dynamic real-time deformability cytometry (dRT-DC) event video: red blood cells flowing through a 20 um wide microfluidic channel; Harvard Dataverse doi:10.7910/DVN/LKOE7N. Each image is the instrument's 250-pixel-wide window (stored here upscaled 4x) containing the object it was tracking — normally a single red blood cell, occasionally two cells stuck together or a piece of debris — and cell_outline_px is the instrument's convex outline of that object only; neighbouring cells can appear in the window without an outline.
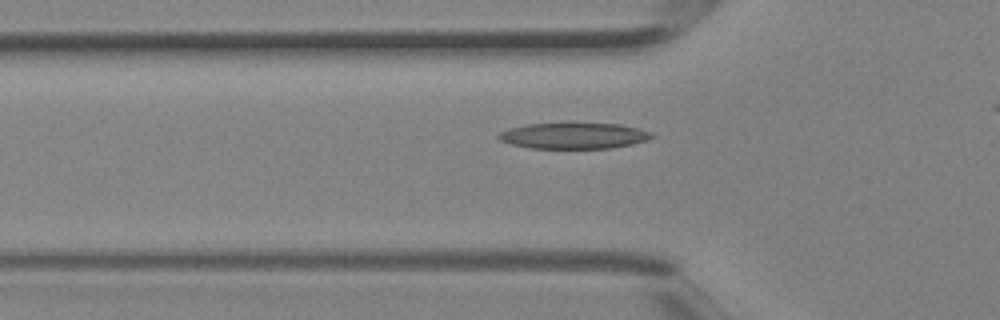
{"species": "Egyptian fruit bat (a non-hibernating species)", "species_latin": "Rousettus aegyptiacus", "temperature_condition": "room temperature", "stored_images_in_passage": 6, "segment_of_instrument_passage": [1, 2], "camera_frame_rate_fps": 3000, "um_per_image_px": 0.085, "animal": {"sex": "female"}, "frame": {"image": 1, "passage_image": 5, "time_ms": 1.333, "image_size_px": [1000, 320], "cell_outline_px": [[656, 136], [648, 140], [632, 144], [612, 148], [532, 148], [512, 144], [500, 140], [496, 136], [500, 132], [508, 128], [528, 124], [620, 124], [652, 132]], "centroid_in_image_um": [48.79, 11.54], "position_along_channel_um": 77.0, "area_um2": 22.95}}